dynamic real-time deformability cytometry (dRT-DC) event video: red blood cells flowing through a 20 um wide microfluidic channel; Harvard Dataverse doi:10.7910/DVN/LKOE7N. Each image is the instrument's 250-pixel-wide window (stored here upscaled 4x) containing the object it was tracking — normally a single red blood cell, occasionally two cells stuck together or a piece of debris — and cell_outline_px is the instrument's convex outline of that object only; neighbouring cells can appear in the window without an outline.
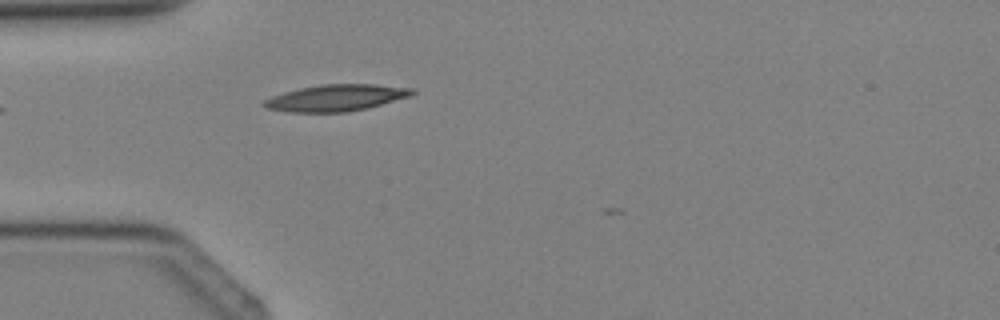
{"species": "Egyptian fruit bat (a non-hibernating species)", "species_latin": "Rousettus aegyptiacus", "temperature_condition": "cold", "stored_images_in_passage": 1, "camera_frame_rate_fps": 3000, "um_per_image_px": 0.085, "animal": {"sex": "female"}, "frame": {"image": 1, "passage_image": 1, "time_ms": 0.0, "image_size_px": [1000, 320], "cell_outline_px": [[416, 92], [412, 96], [348, 112], [292, 112], [268, 108], [260, 104], [264, 100], [272, 96], [284, 92], [300, 88], [320, 84], [376, 84], [412, 88]], "centroid_in_image_um": [28.57, 8.3], "position_along_channel_um": 56.4, "area_um2": 22.77}}